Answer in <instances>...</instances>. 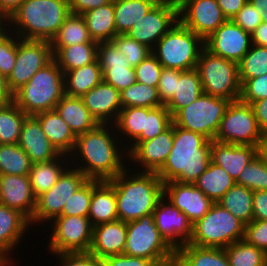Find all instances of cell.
<instances>
[{
    "instance_id": "obj_1",
    "label": "cell",
    "mask_w": 267,
    "mask_h": 266,
    "mask_svg": "<svg viewBox=\"0 0 267 266\" xmlns=\"http://www.w3.org/2000/svg\"><path fill=\"white\" fill-rule=\"evenodd\" d=\"M108 126L110 124H99L96 128L79 134L76 137L74 149L71 154L74 153L77 155L76 157L80 155L82 159L80 163H84L82 167L81 165L74 166H77V169L88 179L100 181L110 180L125 170V163L123 162L125 159L122 160V158H125L126 155L128 156L126 153L127 150L124 152L128 145L123 144L122 152L117 147L119 144L116 143L118 140L115 138L118 136L112 134L115 129L112 130Z\"/></svg>"
},
{
    "instance_id": "obj_2",
    "label": "cell",
    "mask_w": 267,
    "mask_h": 266,
    "mask_svg": "<svg viewBox=\"0 0 267 266\" xmlns=\"http://www.w3.org/2000/svg\"><path fill=\"white\" fill-rule=\"evenodd\" d=\"M211 162V141L173 124V147L156 172L163 183H193Z\"/></svg>"
},
{
    "instance_id": "obj_3",
    "label": "cell",
    "mask_w": 267,
    "mask_h": 266,
    "mask_svg": "<svg viewBox=\"0 0 267 266\" xmlns=\"http://www.w3.org/2000/svg\"><path fill=\"white\" fill-rule=\"evenodd\" d=\"M127 170L108 180L116 192L118 219L126 223L153 214L164 196V183L156 172L135 171L133 175L131 171L128 176Z\"/></svg>"
},
{
    "instance_id": "obj_4",
    "label": "cell",
    "mask_w": 267,
    "mask_h": 266,
    "mask_svg": "<svg viewBox=\"0 0 267 266\" xmlns=\"http://www.w3.org/2000/svg\"><path fill=\"white\" fill-rule=\"evenodd\" d=\"M69 14L68 0H24L7 19V26H13L12 33L15 30L20 39L51 42Z\"/></svg>"
},
{
    "instance_id": "obj_5",
    "label": "cell",
    "mask_w": 267,
    "mask_h": 266,
    "mask_svg": "<svg viewBox=\"0 0 267 266\" xmlns=\"http://www.w3.org/2000/svg\"><path fill=\"white\" fill-rule=\"evenodd\" d=\"M64 95V73L52 60L14 93V102L26 115H35L54 110Z\"/></svg>"
},
{
    "instance_id": "obj_6",
    "label": "cell",
    "mask_w": 267,
    "mask_h": 266,
    "mask_svg": "<svg viewBox=\"0 0 267 266\" xmlns=\"http://www.w3.org/2000/svg\"><path fill=\"white\" fill-rule=\"evenodd\" d=\"M204 40L179 20L157 42L152 54L164 68L181 71L196 68Z\"/></svg>"
},
{
    "instance_id": "obj_7",
    "label": "cell",
    "mask_w": 267,
    "mask_h": 266,
    "mask_svg": "<svg viewBox=\"0 0 267 266\" xmlns=\"http://www.w3.org/2000/svg\"><path fill=\"white\" fill-rule=\"evenodd\" d=\"M124 254L154 260L159 266H174L175 250L161 236L153 214L126 223Z\"/></svg>"
},
{
    "instance_id": "obj_8",
    "label": "cell",
    "mask_w": 267,
    "mask_h": 266,
    "mask_svg": "<svg viewBox=\"0 0 267 266\" xmlns=\"http://www.w3.org/2000/svg\"><path fill=\"white\" fill-rule=\"evenodd\" d=\"M245 224L227 209L214 203L208 213L193 224L188 244L198 247L226 248L244 239Z\"/></svg>"
},
{
    "instance_id": "obj_9",
    "label": "cell",
    "mask_w": 267,
    "mask_h": 266,
    "mask_svg": "<svg viewBox=\"0 0 267 266\" xmlns=\"http://www.w3.org/2000/svg\"><path fill=\"white\" fill-rule=\"evenodd\" d=\"M196 69L203 93L228 99L231 102L240 99L241 81L238 63L215 55L204 47Z\"/></svg>"
},
{
    "instance_id": "obj_10",
    "label": "cell",
    "mask_w": 267,
    "mask_h": 266,
    "mask_svg": "<svg viewBox=\"0 0 267 266\" xmlns=\"http://www.w3.org/2000/svg\"><path fill=\"white\" fill-rule=\"evenodd\" d=\"M230 100L202 93L173 116L175 126L193 131L213 141Z\"/></svg>"
},
{
    "instance_id": "obj_11",
    "label": "cell",
    "mask_w": 267,
    "mask_h": 266,
    "mask_svg": "<svg viewBox=\"0 0 267 266\" xmlns=\"http://www.w3.org/2000/svg\"><path fill=\"white\" fill-rule=\"evenodd\" d=\"M264 136L251 105L238 100L228 105L214 140L257 146Z\"/></svg>"
},
{
    "instance_id": "obj_12",
    "label": "cell",
    "mask_w": 267,
    "mask_h": 266,
    "mask_svg": "<svg viewBox=\"0 0 267 266\" xmlns=\"http://www.w3.org/2000/svg\"><path fill=\"white\" fill-rule=\"evenodd\" d=\"M52 220L53 231L48 242L51 254L89 251L93 226L88 217L57 216Z\"/></svg>"
},
{
    "instance_id": "obj_13",
    "label": "cell",
    "mask_w": 267,
    "mask_h": 266,
    "mask_svg": "<svg viewBox=\"0 0 267 266\" xmlns=\"http://www.w3.org/2000/svg\"><path fill=\"white\" fill-rule=\"evenodd\" d=\"M66 168L57 182L36 199V209L30 224L50 221L62 213L63 206L88 178L77 168ZM74 168V169H73Z\"/></svg>"
},
{
    "instance_id": "obj_14",
    "label": "cell",
    "mask_w": 267,
    "mask_h": 266,
    "mask_svg": "<svg viewBox=\"0 0 267 266\" xmlns=\"http://www.w3.org/2000/svg\"><path fill=\"white\" fill-rule=\"evenodd\" d=\"M53 60L50 41L17 40L16 63L7 77L9 89L13 94L25 85L32 76Z\"/></svg>"
},
{
    "instance_id": "obj_15",
    "label": "cell",
    "mask_w": 267,
    "mask_h": 266,
    "mask_svg": "<svg viewBox=\"0 0 267 266\" xmlns=\"http://www.w3.org/2000/svg\"><path fill=\"white\" fill-rule=\"evenodd\" d=\"M178 20L177 0H159L132 26L127 35L153 50Z\"/></svg>"
},
{
    "instance_id": "obj_16",
    "label": "cell",
    "mask_w": 267,
    "mask_h": 266,
    "mask_svg": "<svg viewBox=\"0 0 267 266\" xmlns=\"http://www.w3.org/2000/svg\"><path fill=\"white\" fill-rule=\"evenodd\" d=\"M178 19L203 40L228 19L217 0H177Z\"/></svg>"
},
{
    "instance_id": "obj_17",
    "label": "cell",
    "mask_w": 267,
    "mask_h": 266,
    "mask_svg": "<svg viewBox=\"0 0 267 266\" xmlns=\"http://www.w3.org/2000/svg\"><path fill=\"white\" fill-rule=\"evenodd\" d=\"M204 46L211 53L238 63L251 48L252 38L233 20H227L204 40Z\"/></svg>"
},
{
    "instance_id": "obj_18",
    "label": "cell",
    "mask_w": 267,
    "mask_h": 266,
    "mask_svg": "<svg viewBox=\"0 0 267 266\" xmlns=\"http://www.w3.org/2000/svg\"><path fill=\"white\" fill-rule=\"evenodd\" d=\"M163 196L153 211L154 223L161 236L176 251L192 238L193 224Z\"/></svg>"
},
{
    "instance_id": "obj_19",
    "label": "cell",
    "mask_w": 267,
    "mask_h": 266,
    "mask_svg": "<svg viewBox=\"0 0 267 266\" xmlns=\"http://www.w3.org/2000/svg\"><path fill=\"white\" fill-rule=\"evenodd\" d=\"M97 60L102 69L103 81L119 92L137 82L135 69L112 41L98 43Z\"/></svg>"
},
{
    "instance_id": "obj_20",
    "label": "cell",
    "mask_w": 267,
    "mask_h": 266,
    "mask_svg": "<svg viewBox=\"0 0 267 266\" xmlns=\"http://www.w3.org/2000/svg\"><path fill=\"white\" fill-rule=\"evenodd\" d=\"M164 197L183 212L192 224L203 218L214 204L193 183L166 182L164 183Z\"/></svg>"
},
{
    "instance_id": "obj_21",
    "label": "cell",
    "mask_w": 267,
    "mask_h": 266,
    "mask_svg": "<svg viewBox=\"0 0 267 266\" xmlns=\"http://www.w3.org/2000/svg\"><path fill=\"white\" fill-rule=\"evenodd\" d=\"M128 150L127 158L132 163H139L142 172H157L165 163L167 156L173 147V123L151 140L142 142H132Z\"/></svg>"
},
{
    "instance_id": "obj_22",
    "label": "cell",
    "mask_w": 267,
    "mask_h": 266,
    "mask_svg": "<svg viewBox=\"0 0 267 266\" xmlns=\"http://www.w3.org/2000/svg\"><path fill=\"white\" fill-rule=\"evenodd\" d=\"M0 203L20 211L29 220L36 209L28 175H0Z\"/></svg>"
},
{
    "instance_id": "obj_23",
    "label": "cell",
    "mask_w": 267,
    "mask_h": 266,
    "mask_svg": "<svg viewBox=\"0 0 267 266\" xmlns=\"http://www.w3.org/2000/svg\"><path fill=\"white\" fill-rule=\"evenodd\" d=\"M81 99L99 124L113 125L122 109L120 92L104 81L85 93Z\"/></svg>"
},
{
    "instance_id": "obj_24",
    "label": "cell",
    "mask_w": 267,
    "mask_h": 266,
    "mask_svg": "<svg viewBox=\"0 0 267 266\" xmlns=\"http://www.w3.org/2000/svg\"><path fill=\"white\" fill-rule=\"evenodd\" d=\"M127 238L126 222L115 220L93 227L92 242L88 252L98 260L124 254Z\"/></svg>"
},
{
    "instance_id": "obj_25",
    "label": "cell",
    "mask_w": 267,
    "mask_h": 266,
    "mask_svg": "<svg viewBox=\"0 0 267 266\" xmlns=\"http://www.w3.org/2000/svg\"><path fill=\"white\" fill-rule=\"evenodd\" d=\"M17 144L29 156L32 164L48 162L60 155L51 145L34 115L25 118Z\"/></svg>"
},
{
    "instance_id": "obj_26",
    "label": "cell",
    "mask_w": 267,
    "mask_h": 266,
    "mask_svg": "<svg viewBox=\"0 0 267 266\" xmlns=\"http://www.w3.org/2000/svg\"><path fill=\"white\" fill-rule=\"evenodd\" d=\"M257 156V146L211 141V162L236 181L241 171Z\"/></svg>"
},
{
    "instance_id": "obj_27",
    "label": "cell",
    "mask_w": 267,
    "mask_h": 266,
    "mask_svg": "<svg viewBox=\"0 0 267 266\" xmlns=\"http://www.w3.org/2000/svg\"><path fill=\"white\" fill-rule=\"evenodd\" d=\"M29 225L30 220L24 214L0 203V256L9 265L12 258L7 255L19 244Z\"/></svg>"
},
{
    "instance_id": "obj_28",
    "label": "cell",
    "mask_w": 267,
    "mask_h": 266,
    "mask_svg": "<svg viewBox=\"0 0 267 266\" xmlns=\"http://www.w3.org/2000/svg\"><path fill=\"white\" fill-rule=\"evenodd\" d=\"M41 124L42 130L51 145L56 149L59 154L69 155L70 160L73 162L74 157H70L74 149L76 135L70 129L69 125L60 117L58 112L54 110L40 112L34 115ZM72 158V159H70Z\"/></svg>"
},
{
    "instance_id": "obj_29",
    "label": "cell",
    "mask_w": 267,
    "mask_h": 266,
    "mask_svg": "<svg viewBox=\"0 0 267 266\" xmlns=\"http://www.w3.org/2000/svg\"><path fill=\"white\" fill-rule=\"evenodd\" d=\"M88 218L92 226L118 220L116 192L108 180L93 179V192Z\"/></svg>"
},
{
    "instance_id": "obj_30",
    "label": "cell",
    "mask_w": 267,
    "mask_h": 266,
    "mask_svg": "<svg viewBox=\"0 0 267 266\" xmlns=\"http://www.w3.org/2000/svg\"><path fill=\"white\" fill-rule=\"evenodd\" d=\"M61 118L77 136L96 128L99 123L85 107L81 97L64 95L55 106Z\"/></svg>"
},
{
    "instance_id": "obj_31",
    "label": "cell",
    "mask_w": 267,
    "mask_h": 266,
    "mask_svg": "<svg viewBox=\"0 0 267 266\" xmlns=\"http://www.w3.org/2000/svg\"><path fill=\"white\" fill-rule=\"evenodd\" d=\"M174 266H230L223 248L198 247L186 243L175 252Z\"/></svg>"
},
{
    "instance_id": "obj_32",
    "label": "cell",
    "mask_w": 267,
    "mask_h": 266,
    "mask_svg": "<svg viewBox=\"0 0 267 266\" xmlns=\"http://www.w3.org/2000/svg\"><path fill=\"white\" fill-rule=\"evenodd\" d=\"M93 41H111L116 35L114 0L82 14Z\"/></svg>"
},
{
    "instance_id": "obj_33",
    "label": "cell",
    "mask_w": 267,
    "mask_h": 266,
    "mask_svg": "<svg viewBox=\"0 0 267 266\" xmlns=\"http://www.w3.org/2000/svg\"><path fill=\"white\" fill-rule=\"evenodd\" d=\"M102 81V69L96 59L86 66L64 73L65 94L73 97H82Z\"/></svg>"
},
{
    "instance_id": "obj_34",
    "label": "cell",
    "mask_w": 267,
    "mask_h": 266,
    "mask_svg": "<svg viewBox=\"0 0 267 266\" xmlns=\"http://www.w3.org/2000/svg\"><path fill=\"white\" fill-rule=\"evenodd\" d=\"M97 42L74 44L62 48H52L53 60L63 73L86 66L97 59Z\"/></svg>"
},
{
    "instance_id": "obj_35",
    "label": "cell",
    "mask_w": 267,
    "mask_h": 266,
    "mask_svg": "<svg viewBox=\"0 0 267 266\" xmlns=\"http://www.w3.org/2000/svg\"><path fill=\"white\" fill-rule=\"evenodd\" d=\"M67 157L69 156L66 155L65 157V155L60 154L51 161L32 164L28 176L32 192L36 199L47 192L57 182L60 175L67 168L65 165V163H68L66 161Z\"/></svg>"
},
{
    "instance_id": "obj_36",
    "label": "cell",
    "mask_w": 267,
    "mask_h": 266,
    "mask_svg": "<svg viewBox=\"0 0 267 266\" xmlns=\"http://www.w3.org/2000/svg\"><path fill=\"white\" fill-rule=\"evenodd\" d=\"M203 93L201 80L196 68L181 71L176 77V93L165 105L173 116L179 109L194 102Z\"/></svg>"
},
{
    "instance_id": "obj_37",
    "label": "cell",
    "mask_w": 267,
    "mask_h": 266,
    "mask_svg": "<svg viewBox=\"0 0 267 266\" xmlns=\"http://www.w3.org/2000/svg\"><path fill=\"white\" fill-rule=\"evenodd\" d=\"M209 199L218 203L236 183L222 167L210 162L208 168L193 182Z\"/></svg>"
},
{
    "instance_id": "obj_38",
    "label": "cell",
    "mask_w": 267,
    "mask_h": 266,
    "mask_svg": "<svg viewBox=\"0 0 267 266\" xmlns=\"http://www.w3.org/2000/svg\"><path fill=\"white\" fill-rule=\"evenodd\" d=\"M159 0H114L117 35L127 34Z\"/></svg>"
},
{
    "instance_id": "obj_39",
    "label": "cell",
    "mask_w": 267,
    "mask_h": 266,
    "mask_svg": "<svg viewBox=\"0 0 267 266\" xmlns=\"http://www.w3.org/2000/svg\"><path fill=\"white\" fill-rule=\"evenodd\" d=\"M253 195L254 191L251 189L235 184L218 204L246 225L253 221Z\"/></svg>"
},
{
    "instance_id": "obj_40",
    "label": "cell",
    "mask_w": 267,
    "mask_h": 266,
    "mask_svg": "<svg viewBox=\"0 0 267 266\" xmlns=\"http://www.w3.org/2000/svg\"><path fill=\"white\" fill-rule=\"evenodd\" d=\"M95 42L89 35L84 17L70 13L52 39V48H62L79 43Z\"/></svg>"
},
{
    "instance_id": "obj_41",
    "label": "cell",
    "mask_w": 267,
    "mask_h": 266,
    "mask_svg": "<svg viewBox=\"0 0 267 266\" xmlns=\"http://www.w3.org/2000/svg\"><path fill=\"white\" fill-rule=\"evenodd\" d=\"M26 115L14 101L0 104V144H17Z\"/></svg>"
},
{
    "instance_id": "obj_42",
    "label": "cell",
    "mask_w": 267,
    "mask_h": 266,
    "mask_svg": "<svg viewBox=\"0 0 267 266\" xmlns=\"http://www.w3.org/2000/svg\"><path fill=\"white\" fill-rule=\"evenodd\" d=\"M32 163L18 144H0V175H29Z\"/></svg>"
},
{
    "instance_id": "obj_43",
    "label": "cell",
    "mask_w": 267,
    "mask_h": 266,
    "mask_svg": "<svg viewBox=\"0 0 267 266\" xmlns=\"http://www.w3.org/2000/svg\"><path fill=\"white\" fill-rule=\"evenodd\" d=\"M224 249L230 266H267V253L248 244L244 239L236 241Z\"/></svg>"
},
{
    "instance_id": "obj_44",
    "label": "cell",
    "mask_w": 267,
    "mask_h": 266,
    "mask_svg": "<svg viewBox=\"0 0 267 266\" xmlns=\"http://www.w3.org/2000/svg\"><path fill=\"white\" fill-rule=\"evenodd\" d=\"M121 106L154 108L163 105L159 99L157 87L143 83H134L120 92Z\"/></svg>"
},
{
    "instance_id": "obj_45",
    "label": "cell",
    "mask_w": 267,
    "mask_h": 266,
    "mask_svg": "<svg viewBox=\"0 0 267 266\" xmlns=\"http://www.w3.org/2000/svg\"><path fill=\"white\" fill-rule=\"evenodd\" d=\"M145 116H147V108L144 107H127L122 108L118 114L116 121L111 127L118 129L120 134L131 138L135 141L144 129Z\"/></svg>"
},
{
    "instance_id": "obj_46",
    "label": "cell",
    "mask_w": 267,
    "mask_h": 266,
    "mask_svg": "<svg viewBox=\"0 0 267 266\" xmlns=\"http://www.w3.org/2000/svg\"><path fill=\"white\" fill-rule=\"evenodd\" d=\"M239 78L253 79L267 74V47L252 44L238 62Z\"/></svg>"
},
{
    "instance_id": "obj_47",
    "label": "cell",
    "mask_w": 267,
    "mask_h": 266,
    "mask_svg": "<svg viewBox=\"0 0 267 266\" xmlns=\"http://www.w3.org/2000/svg\"><path fill=\"white\" fill-rule=\"evenodd\" d=\"M172 115L161 105L154 108H147L144 129L141 135L134 142L148 141L167 130L172 125Z\"/></svg>"
},
{
    "instance_id": "obj_48",
    "label": "cell",
    "mask_w": 267,
    "mask_h": 266,
    "mask_svg": "<svg viewBox=\"0 0 267 266\" xmlns=\"http://www.w3.org/2000/svg\"><path fill=\"white\" fill-rule=\"evenodd\" d=\"M235 183L252 191L267 190V165L256 156L241 171Z\"/></svg>"
},
{
    "instance_id": "obj_49",
    "label": "cell",
    "mask_w": 267,
    "mask_h": 266,
    "mask_svg": "<svg viewBox=\"0 0 267 266\" xmlns=\"http://www.w3.org/2000/svg\"><path fill=\"white\" fill-rule=\"evenodd\" d=\"M92 192L93 179H88L66 202L59 216L88 217Z\"/></svg>"
},
{
    "instance_id": "obj_50",
    "label": "cell",
    "mask_w": 267,
    "mask_h": 266,
    "mask_svg": "<svg viewBox=\"0 0 267 266\" xmlns=\"http://www.w3.org/2000/svg\"><path fill=\"white\" fill-rule=\"evenodd\" d=\"M111 41L116 45L118 50L124 54L128 63L133 68L152 53L149 47L137 42L127 34L116 35Z\"/></svg>"
},
{
    "instance_id": "obj_51",
    "label": "cell",
    "mask_w": 267,
    "mask_h": 266,
    "mask_svg": "<svg viewBox=\"0 0 267 266\" xmlns=\"http://www.w3.org/2000/svg\"><path fill=\"white\" fill-rule=\"evenodd\" d=\"M10 31L11 33H9ZM14 35H12V30L9 29L0 32V74L6 78L16 63L17 40L19 37L16 34Z\"/></svg>"
},
{
    "instance_id": "obj_52",
    "label": "cell",
    "mask_w": 267,
    "mask_h": 266,
    "mask_svg": "<svg viewBox=\"0 0 267 266\" xmlns=\"http://www.w3.org/2000/svg\"><path fill=\"white\" fill-rule=\"evenodd\" d=\"M162 68L163 66L151 53L134 68L137 82L148 86L158 87Z\"/></svg>"
},
{
    "instance_id": "obj_53",
    "label": "cell",
    "mask_w": 267,
    "mask_h": 266,
    "mask_svg": "<svg viewBox=\"0 0 267 266\" xmlns=\"http://www.w3.org/2000/svg\"><path fill=\"white\" fill-rule=\"evenodd\" d=\"M241 94L240 101L251 104L267 98V74L261 75L253 79H240Z\"/></svg>"
},
{
    "instance_id": "obj_54",
    "label": "cell",
    "mask_w": 267,
    "mask_h": 266,
    "mask_svg": "<svg viewBox=\"0 0 267 266\" xmlns=\"http://www.w3.org/2000/svg\"><path fill=\"white\" fill-rule=\"evenodd\" d=\"M244 240L267 253V220H253L246 224Z\"/></svg>"
},
{
    "instance_id": "obj_55",
    "label": "cell",
    "mask_w": 267,
    "mask_h": 266,
    "mask_svg": "<svg viewBox=\"0 0 267 266\" xmlns=\"http://www.w3.org/2000/svg\"><path fill=\"white\" fill-rule=\"evenodd\" d=\"M232 20L250 34L263 22L261 13L249 0Z\"/></svg>"
},
{
    "instance_id": "obj_56",
    "label": "cell",
    "mask_w": 267,
    "mask_h": 266,
    "mask_svg": "<svg viewBox=\"0 0 267 266\" xmlns=\"http://www.w3.org/2000/svg\"><path fill=\"white\" fill-rule=\"evenodd\" d=\"M181 70L162 68L158 84V95L161 103L166 105L176 93V77H179Z\"/></svg>"
},
{
    "instance_id": "obj_57",
    "label": "cell",
    "mask_w": 267,
    "mask_h": 266,
    "mask_svg": "<svg viewBox=\"0 0 267 266\" xmlns=\"http://www.w3.org/2000/svg\"><path fill=\"white\" fill-rule=\"evenodd\" d=\"M59 266H101L100 260L90 252L60 253Z\"/></svg>"
},
{
    "instance_id": "obj_58",
    "label": "cell",
    "mask_w": 267,
    "mask_h": 266,
    "mask_svg": "<svg viewBox=\"0 0 267 266\" xmlns=\"http://www.w3.org/2000/svg\"><path fill=\"white\" fill-rule=\"evenodd\" d=\"M101 266H159L154 260L118 254L104 258Z\"/></svg>"
},
{
    "instance_id": "obj_59",
    "label": "cell",
    "mask_w": 267,
    "mask_h": 266,
    "mask_svg": "<svg viewBox=\"0 0 267 266\" xmlns=\"http://www.w3.org/2000/svg\"><path fill=\"white\" fill-rule=\"evenodd\" d=\"M112 0H68L70 13L84 14L92 9L105 5Z\"/></svg>"
},
{
    "instance_id": "obj_60",
    "label": "cell",
    "mask_w": 267,
    "mask_h": 266,
    "mask_svg": "<svg viewBox=\"0 0 267 266\" xmlns=\"http://www.w3.org/2000/svg\"><path fill=\"white\" fill-rule=\"evenodd\" d=\"M253 220H267V190L254 191Z\"/></svg>"
},
{
    "instance_id": "obj_61",
    "label": "cell",
    "mask_w": 267,
    "mask_h": 266,
    "mask_svg": "<svg viewBox=\"0 0 267 266\" xmlns=\"http://www.w3.org/2000/svg\"><path fill=\"white\" fill-rule=\"evenodd\" d=\"M260 129L265 134L267 132V98L254 101L251 104Z\"/></svg>"
},
{
    "instance_id": "obj_62",
    "label": "cell",
    "mask_w": 267,
    "mask_h": 266,
    "mask_svg": "<svg viewBox=\"0 0 267 266\" xmlns=\"http://www.w3.org/2000/svg\"><path fill=\"white\" fill-rule=\"evenodd\" d=\"M248 0H217L223 14L232 20Z\"/></svg>"
},
{
    "instance_id": "obj_63",
    "label": "cell",
    "mask_w": 267,
    "mask_h": 266,
    "mask_svg": "<svg viewBox=\"0 0 267 266\" xmlns=\"http://www.w3.org/2000/svg\"><path fill=\"white\" fill-rule=\"evenodd\" d=\"M252 44L267 47V22H262L252 33Z\"/></svg>"
},
{
    "instance_id": "obj_64",
    "label": "cell",
    "mask_w": 267,
    "mask_h": 266,
    "mask_svg": "<svg viewBox=\"0 0 267 266\" xmlns=\"http://www.w3.org/2000/svg\"><path fill=\"white\" fill-rule=\"evenodd\" d=\"M14 101V94L9 89L7 78L0 74V104Z\"/></svg>"
},
{
    "instance_id": "obj_65",
    "label": "cell",
    "mask_w": 267,
    "mask_h": 266,
    "mask_svg": "<svg viewBox=\"0 0 267 266\" xmlns=\"http://www.w3.org/2000/svg\"><path fill=\"white\" fill-rule=\"evenodd\" d=\"M24 0H0V11L8 19Z\"/></svg>"
},
{
    "instance_id": "obj_66",
    "label": "cell",
    "mask_w": 267,
    "mask_h": 266,
    "mask_svg": "<svg viewBox=\"0 0 267 266\" xmlns=\"http://www.w3.org/2000/svg\"><path fill=\"white\" fill-rule=\"evenodd\" d=\"M262 15V21L267 22V0H249Z\"/></svg>"
},
{
    "instance_id": "obj_67",
    "label": "cell",
    "mask_w": 267,
    "mask_h": 266,
    "mask_svg": "<svg viewBox=\"0 0 267 266\" xmlns=\"http://www.w3.org/2000/svg\"><path fill=\"white\" fill-rule=\"evenodd\" d=\"M257 156L267 165V137L259 142L257 145Z\"/></svg>"
},
{
    "instance_id": "obj_68",
    "label": "cell",
    "mask_w": 267,
    "mask_h": 266,
    "mask_svg": "<svg viewBox=\"0 0 267 266\" xmlns=\"http://www.w3.org/2000/svg\"><path fill=\"white\" fill-rule=\"evenodd\" d=\"M4 21V22H3ZM7 18L4 16V14L0 11V32L6 30L5 27H7L6 22ZM4 23V24H3ZM6 25V26H5Z\"/></svg>"
},
{
    "instance_id": "obj_69",
    "label": "cell",
    "mask_w": 267,
    "mask_h": 266,
    "mask_svg": "<svg viewBox=\"0 0 267 266\" xmlns=\"http://www.w3.org/2000/svg\"><path fill=\"white\" fill-rule=\"evenodd\" d=\"M9 266V264L0 256V266Z\"/></svg>"
}]
</instances>
